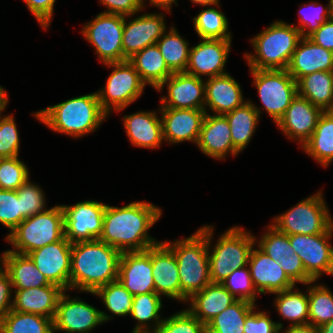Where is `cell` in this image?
Returning a JSON list of instances; mask_svg holds the SVG:
<instances>
[{
	"label": "cell",
	"mask_w": 333,
	"mask_h": 333,
	"mask_svg": "<svg viewBox=\"0 0 333 333\" xmlns=\"http://www.w3.org/2000/svg\"><path fill=\"white\" fill-rule=\"evenodd\" d=\"M161 216V209L148 202H132L121 208L106 204L99 240L121 252L145 251L159 243L148 229Z\"/></svg>",
	"instance_id": "obj_1"
},
{
	"label": "cell",
	"mask_w": 333,
	"mask_h": 333,
	"mask_svg": "<svg viewBox=\"0 0 333 333\" xmlns=\"http://www.w3.org/2000/svg\"><path fill=\"white\" fill-rule=\"evenodd\" d=\"M121 255V251L99 239L73 243L70 290L91 293L118 280Z\"/></svg>",
	"instance_id": "obj_2"
},
{
	"label": "cell",
	"mask_w": 333,
	"mask_h": 333,
	"mask_svg": "<svg viewBox=\"0 0 333 333\" xmlns=\"http://www.w3.org/2000/svg\"><path fill=\"white\" fill-rule=\"evenodd\" d=\"M212 236L213 227L204 225L186 239L164 242L177 260L183 302L211 283L209 245Z\"/></svg>",
	"instance_id": "obj_3"
},
{
	"label": "cell",
	"mask_w": 333,
	"mask_h": 333,
	"mask_svg": "<svg viewBox=\"0 0 333 333\" xmlns=\"http://www.w3.org/2000/svg\"><path fill=\"white\" fill-rule=\"evenodd\" d=\"M107 115L95 92L48 106L34 116L50 129L78 138L97 129Z\"/></svg>",
	"instance_id": "obj_4"
},
{
	"label": "cell",
	"mask_w": 333,
	"mask_h": 333,
	"mask_svg": "<svg viewBox=\"0 0 333 333\" xmlns=\"http://www.w3.org/2000/svg\"><path fill=\"white\" fill-rule=\"evenodd\" d=\"M300 39L296 26L275 21L250 40L256 55L244 56L250 69H287Z\"/></svg>",
	"instance_id": "obj_5"
},
{
	"label": "cell",
	"mask_w": 333,
	"mask_h": 333,
	"mask_svg": "<svg viewBox=\"0 0 333 333\" xmlns=\"http://www.w3.org/2000/svg\"><path fill=\"white\" fill-rule=\"evenodd\" d=\"M64 237V211L62 205H56L24 219L8 234L6 241L15 248L9 251L28 255L31 251Z\"/></svg>",
	"instance_id": "obj_6"
},
{
	"label": "cell",
	"mask_w": 333,
	"mask_h": 333,
	"mask_svg": "<svg viewBox=\"0 0 333 333\" xmlns=\"http://www.w3.org/2000/svg\"><path fill=\"white\" fill-rule=\"evenodd\" d=\"M255 241L252 234L237 226L222 234L209 252L211 283H221L233 270L248 266Z\"/></svg>",
	"instance_id": "obj_7"
},
{
	"label": "cell",
	"mask_w": 333,
	"mask_h": 333,
	"mask_svg": "<svg viewBox=\"0 0 333 333\" xmlns=\"http://www.w3.org/2000/svg\"><path fill=\"white\" fill-rule=\"evenodd\" d=\"M274 220L271 225L289 236L321 234L333 228V220L321 192L300 201Z\"/></svg>",
	"instance_id": "obj_8"
},
{
	"label": "cell",
	"mask_w": 333,
	"mask_h": 333,
	"mask_svg": "<svg viewBox=\"0 0 333 333\" xmlns=\"http://www.w3.org/2000/svg\"><path fill=\"white\" fill-rule=\"evenodd\" d=\"M266 112L277 122L297 96V82L286 69H250Z\"/></svg>",
	"instance_id": "obj_9"
},
{
	"label": "cell",
	"mask_w": 333,
	"mask_h": 333,
	"mask_svg": "<svg viewBox=\"0 0 333 333\" xmlns=\"http://www.w3.org/2000/svg\"><path fill=\"white\" fill-rule=\"evenodd\" d=\"M105 65L114 68L105 88L97 92V95L102 109L109 114L111 108L119 112L136 101L146 84L128 60Z\"/></svg>",
	"instance_id": "obj_10"
},
{
	"label": "cell",
	"mask_w": 333,
	"mask_h": 333,
	"mask_svg": "<svg viewBox=\"0 0 333 333\" xmlns=\"http://www.w3.org/2000/svg\"><path fill=\"white\" fill-rule=\"evenodd\" d=\"M124 24L125 16L102 12L83 26V36L95 47L103 64L123 62Z\"/></svg>",
	"instance_id": "obj_11"
},
{
	"label": "cell",
	"mask_w": 333,
	"mask_h": 333,
	"mask_svg": "<svg viewBox=\"0 0 333 333\" xmlns=\"http://www.w3.org/2000/svg\"><path fill=\"white\" fill-rule=\"evenodd\" d=\"M62 208L64 236L71 244L100 238L106 204L87 200Z\"/></svg>",
	"instance_id": "obj_12"
},
{
	"label": "cell",
	"mask_w": 333,
	"mask_h": 333,
	"mask_svg": "<svg viewBox=\"0 0 333 333\" xmlns=\"http://www.w3.org/2000/svg\"><path fill=\"white\" fill-rule=\"evenodd\" d=\"M332 233L333 228L321 234L289 236L294 253L300 257L306 273L314 281L322 273L333 275V247L328 242Z\"/></svg>",
	"instance_id": "obj_13"
},
{
	"label": "cell",
	"mask_w": 333,
	"mask_h": 333,
	"mask_svg": "<svg viewBox=\"0 0 333 333\" xmlns=\"http://www.w3.org/2000/svg\"><path fill=\"white\" fill-rule=\"evenodd\" d=\"M111 319L104 311L85 303L79 298L70 299L65 291L60 295L53 320L54 332L92 333L97 325Z\"/></svg>",
	"instance_id": "obj_14"
},
{
	"label": "cell",
	"mask_w": 333,
	"mask_h": 333,
	"mask_svg": "<svg viewBox=\"0 0 333 333\" xmlns=\"http://www.w3.org/2000/svg\"><path fill=\"white\" fill-rule=\"evenodd\" d=\"M71 249L72 244L64 237L31 251L28 256L51 284L67 291L70 290Z\"/></svg>",
	"instance_id": "obj_15"
},
{
	"label": "cell",
	"mask_w": 333,
	"mask_h": 333,
	"mask_svg": "<svg viewBox=\"0 0 333 333\" xmlns=\"http://www.w3.org/2000/svg\"><path fill=\"white\" fill-rule=\"evenodd\" d=\"M267 229L268 232L261 237L258 248L274 261H278L283 271L295 284L303 283L307 285L309 282H314L306 273L300 257L294 253L289 235L280 232L272 225Z\"/></svg>",
	"instance_id": "obj_16"
},
{
	"label": "cell",
	"mask_w": 333,
	"mask_h": 333,
	"mask_svg": "<svg viewBox=\"0 0 333 333\" xmlns=\"http://www.w3.org/2000/svg\"><path fill=\"white\" fill-rule=\"evenodd\" d=\"M168 83V84H167ZM167 84L168 95L161 98L160 108L203 109L205 104V83L199 77L185 72L173 73L158 88Z\"/></svg>",
	"instance_id": "obj_17"
},
{
	"label": "cell",
	"mask_w": 333,
	"mask_h": 333,
	"mask_svg": "<svg viewBox=\"0 0 333 333\" xmlns=\"http://www.w3.org/2000/svg\"><path fill=\"white\" fill-rule=\"evenodd\" d=\"M189 50V62L185 73L201 78L220 76L224 71L231 47V39H202Z\"/></svg>",
	"instance_id": "obj_18"
},
{
	"label": "cell",
	"mask_w": 333,
	"mask_h": 333,
	"mask_svg": "<svg viewBox=\"0 0 333 333\" xmlns=\"http://www.w3.org/2000/svg\"><path fill=\"white\" fill-rule=\"evenodd\" d=\"M122 35L123 61L156 42L166 32L163 14H142L126 22Z\"/></svg>",
	"instance_id": "obj_19"
},
{
	"label": "cell",
	"mask_w": 333,
	"mask_h": 333,
	"mask_svg": "<svg viewBox=\"0 0 333 333\" xmlns=\"http://www.w3.org/2000/svg\"><path fill=\"white\" fill-rule=\"evenodd\" d=\"M118 280L133 296L155 292L151 247L145 251L122 252Z\"/></svg>",
	"instance_id": "obj_20"
},
{
	"label": "cell",
	"mask_w": 333,
	"mask_h": 333,
	"mask_svg": "<svg viewBox=\"0 0 333 333\" xmlns=\"http://www.w3.org/2000/svg\"><path fill=\"white\" fill-rule=\"evenodd\" d=\"M323 112L309 100L297 94L276 125L287 137L299 141L302 147L311 137Z\"/></svg>",
	"instance_id": "obj_21"
},
{
	"label": "cell",
	"mask_w": 333,
	"mask_h": 333,
	"mask_svg": "<svg viewBox=\"0 0 333 333\" xmlns=\"http://www.w3.org/2000/svg\"><path fill=\"white\" fill-rule=\"evenodd\" d=\"M164 141L197 144L207 111L203 109L160 108Z\"/></svg>",
	"instance_id": "obj_22"
},
{
	"label": "cell",
	"mask_w": 333,
	"mask_h": 333,
	"mask_svg": "<svg viewBox=\"0 0 333 333\" xmlns=\"http://www.w3.org/2000/svg\"><path fill=\"white\" fill-rule=\"evenodd\" d=\"M248 263L251 279L258 294H274L295 288V283L283 271L279 262L274 261L260 248L252 249Z\"/></svg>",
	"instance_id": "obj_23"
},
{
	"label": "cell",
	"mask_w": 333,
	"mask_h": 333,
	"mask_svg": "<svg viewBox=\"0 0 333 333\" xmlns=\"http://www.w3.org/2000/svg\"><path fill=\"white\" fill-rule=\"evenodd\" d=\"M151 262L155 292L180 301L179 269L173 251L164 242H159L151 246Z\"/></svg>",
	"instance_id": "obj_24"
},
{
	"label": "cell",
	"mask_w": 333,
	"mask_h": 333,
	"mask_svg": "<svg viewBox=\"0 0 333 333\" xmlns=\"http://www.w3.org/2000/svg\"><path fill=\"white\" fill-rule=\"evenodd\" d=\"M286 70L296 82L317 71H333V52L301 37Z\"/></svg>",
	"instance_id": "obj_25"
},
{
	"label": "cell",
	"mask_w": 333,
	"mask_h": 333,
	"mask_svg": "<svg viewBox=\"0 0 333 333\" xmlns=\"http://www.w3.org/2000/svg\"><path fill=\"white\" fill-rule=\"evenodd\" d=\"M198 148L206 155L223 159L229 152L236 156L240 153L232 143L230 125L224 115H205L200 130Z\"/></svg>",
	"instance_id": "obj_26"
},
{
	"label": "cell",
	"mask_w": 333,
	"mask_h": 333,
	"mask_svg": "<svg viewBox=\"0 0 333 333\" xmlns=\"http://www.w3.org/2000/svg\"><path fill=\"white\" fill-rule=\"evenodd\" d=\"M14 292L12 310L54 319L59 297L64 290L57 285H47Z\"/></svg>",
	"instance_id": "obj_27"
},
{
	"label": "cell",
	"mask_w": 333,
	"mask_h": 333,
	"mask_svg": "<svg viewBox=\"0 0 333 333\" xmlns=\"http://www.w3.org/2000/svg\"><path fill=\"white\" fill-rule=\"evenodd\" d=\"M205 104L217 115H225L244 103L240 85L229 73L205 81Z\"/></svg>",
	"instance_id": "obj_28"
},
{
	"label": "cell",
	"mask_w": 333,
	"mask_h": 333,
	"mask_svg": "<svg viewBox=\"0 0 333 333\" xmlns=\"http://www.w3.org/2000/svg\"><path fill=\"white\" fill-rule=\"evenodd\" d=\"M188 311L205 325L238 299L221 283H210L189 299Z\"/></svg>",
	"instance_id": "obj_29"
},
{
	"label": "cell",
	"mask_w": 333,
	"mask_h": 333,
	"mask_svg": "<svg viewBox=\"0 0 333 333\" xmlns=\"http://www.w3.org/2000/svg\"><path fill=\"white\" fill-rule=\"evenodd\" d=\"M0 262L9 274L13 288L17 290L54 285L38 270L27 254L7 250L1 255Z\"/></svg>",
	"instance_id": "obj_30"
},
{
	"label": "cell",
	"mask_w": 333,
	"mask_h": 333,
	"mask_svg": "<svg viewBox=\"0 0 333 333\" xmlns=\"http://www.w3.org/2000/svg\"><path fill=\"white\" fill-rule=\"evenodd\" d=\"M124 128L134 146L158 148L163 138L162 119L155 112H138L123 118Z\"/></svg>",
	"instance_id": "obj_31"
},
{
	"label": "cell",
	"mask_w": 333,
	"mask_h": 333,
	"mask_svg": "<svg viewBox=\"0 0 333 333\" xmlns=\"http://www.w3.org/2000/svg\"><path fill=\"white\" fill-rule=\"evenodd\" d=\"M128 61L139 73L145 84L157 89L173 72L168 68L157 44L135 53Z\"/></svg>",
	"instance_id": "obj_32"
},
{
	"label": "cell",
	"mask_w": 333,
	"mask_h": 333,
	"mask_svg": "<svg viewBox=\"0 0 333 333\" xmlns=\"http://www.w3.org/2000/svg\"><path fill=\"white\" fill-rule=\"evenodd\" d=\"M298 95L324 112L333 111V71H317L297 81Z\"/></svg>",
	"instance_id": "obj_33"
},
{
	"label": "cell",
	"mask_w": 333,
	"mask_h": 333,
	"mask_svg": "<svg viewBox=\"0 0 333 333\" xmlns=\"http://www.w3.org/2000/svg\"><path fill=\"white\" fill-rule=\"evenodd\" d=\"M260 108L254 106L250 101H245L241 106L225 114L231 131L233 146L241 152L250 142L258 119Z\"/></svg>",
	"instance_id": "obj_34"
},
{
	"label": "cell",
	"mask_w": 333,
	"mask_h": 333,
	"mask_svg": "<svg viewBox=\"0 0 333 333\" xmlns=\"http://www.w3.org/2000/svg\"><path fill=\"white\" fill-rule=\"evenodd\" d=\"M302 147L322 166L333 161V111L322 113L314 132Z\"/></svg>",
	"instance_id": "obj_35"
},
{
	"label": "cell",
	"mask_w": 333,
	"mask_h": 333,
	"mask_svg": "<svg viewBox=\"0 0 333 333\" xmlns=\"http://www.w3.org/2000/svg\"><path fill=\"white\" fill-rule=\"evenodd\" d=\"M256 304L237 300L206 324V333H244L246 317Z\"/></svg>",
	"instance_id": "obj_36"
},
{
	"label": "cell",
	"mask_w": 333,
	"mask_h": 333,
	"mask_svg": "<svg viewBox=\"0 0 333 333\" xmlns=\"http://www.w3.org/2000/svg\"><path fill=\"white\" fill-rule=\"evenodd\" d=\"M53 320L11 309L0 322V333H54Z\"/></svg>",
	"instance_id": "obj_37"
},
{
	"label": "cell",
	"mask_w": 333,
	"mask_h": 333,
	"mask_svg": "<svg viewBox=\"0 0 333 333\" xmlns=\"http://www.w3.org/2000/svg\"><path fill=\"white\" fill-rule=\"evenodd\" d=\"M161 307V297L156 292L133 296L130 315L137 320V322L139 321V324L136 325L131 333H153L163 320L160 319L159 314ZM151 320L155 322L153 330H150L149 327L151 326H147L148 322Z\"/></svg>",
	"instance_id": "obj_38"
},
{
	"label": "cell",
	"mask_w": 333,
	"mask_h": 333,
	"mask_svg": "<svg viewBox=\"0 0 333 333\" xmlns=\"http://www.w3.org/2000/svg\"><path fill=\"white\" fill-rule=\"evenodd\" d=\"M290 288L277 292L275 306L282 318L292 321L291 325L308 324L309 321V298L308 293L304 294Z\"/></svg>",
	"instance_id": "obj_39"
},
{
	"label": "cell",
	"mask_w": 333,
	"mask_h": 333,
	"mask_svg": "<svg viewBox=\"0 0 333 333\" xmlns=\"http://www.w3.org/2000/svg\"><path fill=\"white\" fill-rule=\"evenodd\" d=\"M168 68L173 73L185 72L189 62L188 42H186L174 27L163 34L156 42Z\"/></svg>",
	"instance_id": "obj_40"
},
{
	"label": "cell",
	"mask_w": 333,
	"mask_h": 333,
	"mask_svg": "<svg viewBox=\"0 0 333 333\" xmlns=\"http://www.w3.org/2000/svg\"><path fill=\"white\" fill-rule=\"evenodd\" d=\"M308 285L309 321L308 323L320 327L322 324L333 320V293L324 285Z\"/></svg>",
	"instance_id": "obj_41"
},
{
	"label": "cell",
	"mask_w": 333,
	"mask_h": 333,
	"mask_svg": "<svg viewBox=\"0 0 333 333\" xmlns=\"http://www.w3.org/2000/svg\"><path fill=\"white\" fill-rule=\"evenodd\" d=\"M193 20L201 39H231L226 16L216 8L202 10Z\"/></svg>",
	"instance_id": "obj_42"
},
{
	"label": "cell",
	"mask_w": 333,
	"mask_h": 333,
	"mask_svg": "<svg viewBox=\"0 0 333 333\" xmlns=\"http://www.w3.org/2000/svg\"><path fill=\"white\" fill-rule=\"evenodd\" d=\"M91 294L103 299L107 309L117 316L130 315L133 303V295L121 284L119 280L99 287Z\"/></svg>",
	"instance_id": "obj_43"
},
{
	"label": "cell",
	"mask_w": 333,
	"mask_h": 333,
	"mask_svg": "<svg viewBox=\"0 0 333 333\" xmlns=\"http://www.w3.org/2000/svg\"><path fill=\"white\" fill-rule=\"evenodd\" d=\"M28 179L29 170L18 156L0 158V189L17 191Z\"/></svg>",
	"instance_id": "obj_44"
},
{
	"label": "cell",
	"mask_w": 333,
	"mask_h": 333,
	"mask_svg": "<svg viewBox=\"0 0 333 333\" xmlns=\"http://www.w3.org/2000/svg\"><path fill=\"white\" fill-rule=\"evenodd\" d=\"M153 333H206V325L186 309L163 319Z\"/></svg>",
	"instance_id": "obj_45"
},
{
	"label": "cell",
	"mask_w": 333,
	"mask_h": 333,
	"mask_svg": "<svg viewBox=\"0 0 333 333\" xmlns=\"http://www.w3.org/2000/svg\"><path fill=\"white\" fill-rule=\"evenodd\" d=\"M16 192L21 205V222L47 210L43 190L38 185L31 183L29 179Z\"/></svg>",
	"instance_id": "obj_46"
},
{
	"label": "cell",
	"mask_w": 333,
	"mask_h": 333,
	"mask_svg": "<svg viewBox=\"0 0 333 333\" xmlns=\"http://www.w3.org/2000/svg\"><path fill=\"white\" fill-rule=\"evenodd\" d=\"M221 284L238 300H245L255 304L257 290L251 279L249 268L233 270Z\"/></svg>",
	"instance_id": "obj_47"
},
{
	"label": "cell",
	"mask_w": 333,
	"mask_h": 333,
	"mask_svg": "<svg viewBox=\"0 0 333 333\" xmlns=\"http://www.w3.org/2000/svg\"><path fill=\"white\" fill-rule=\"evenodd\" d=\"M304 8L300 9V26L296 28L300 31L301 37H309L313 34L324 22L333 16V9L331 5V0L327 8L319 6L316 2H311V4L302 5ZM306 9V10H305ZM309 10V12L307 11ZM307 11V12H306ZM305 31V29H307Z\"/></svg>",
	"instance_id": "obj_48"
},
{
	"label": "cell",
	"mask_w": 333,
	"mask_h": 333,
	"mask_svg": "<svg viewBox=\"0 0 333 333\" xmlns=\"http://www.w3.org/2000/svg\"><path fill=\"white\" fill-rule=\"evenodd\" d=\"M0 223L9 228V234L21 223V205L15 190L0 189Z\"/></svg>",
	"instance_id": "obj_49"
},
{
	"label": "cell",
	"mask_w": 333,
	"mask_h": 333,
	"mask_svg": "<svg viewBox=\"0 0 333 333\" xmlns=\"http://www.w3.org/2000/svg\"><path fill=\"white\" fill-rule=\"evenodd\" d=\"M19 134L12 115L0 118V158H11L19 153Z\"/></svg>",
	"instance_id": "obj_50"
},
{
	"label": "cell",
	"mask_w": 333,
	"mask_h": 333,
	"mask_svg": "<svg viewBox=\"0 0 333 333\" xmlns=\"http://www.w3.org/2000/svg\"><path fill=\"white\" fill-rule=\"evenodd\" d=\"M282 326L281 322H273L267 312L253 310L245 319L244 333H279Z\"/></svg>",
	"instance_id": "obj_51"
},
{
	"label": "cell",
	"mask_w": 333,
	"mask_h": 333,
	"mask_svg": "<svg viewBox=\"0 0 333 333\" xmlns=\"http://www.w3.org/2000/svg\"><path fill=\"white\" fill-rule=\"evenodd\" d=\"M100 2L108 7L104 13L118 14L125 17H131V15L144 8L143 0H100Z\"/></svg>",
	"instance_id": "obj_52"
},
{
	"label": "cell",
	"mask_w": 333,
	"mask_h": 333,
	"mask_svg": "<svg viewBox=\"0 0 333 333\" xmlns=\"http://www.w3.org/2000/svg\"><path fill=\"white\" fill-rule=\"evenodd\" d=\"M26 6L43 28L50 25L56 0H24Z\"/></svg>",
	"instance_id": "obj_53"
},
{
	"label": "cell",
	"mask_w": 333,
	"mask_h": 333,
	"mask_svg": "<svg viewBox=\"0 0 333 333\" xmlns=\"http://www.w3.org/2000/svg\"><path fill=\"white\" fill-rule=\"evenodd\" d=\"M12 282L9 274L0 266V322L3 317L12 309L11 299Z\"/></svg>",
	"instance_id": "obj_54"
},
{
	"label": "cell",
	"mask_w": 333,
	"mask_h": 333,
	"mask_svg": "<svg viewBox=\"0 0 333 333\" xmlns=\"http://www.w3.org/2000/svg\"><path fill=\"white\" fill-rule=\"evenodd\" d=\"M308 38L315 44L333 52V16Z\"/></svg>",
	"instance_id": "obj_55"
},
{
	"label": "cell",
	"mask_w": 333,
	"mask_h": 333,
	"mask_svg": "<svg viewBox=\"0 0 333 333\" xmlns=\"http://www.w3.org/2000/svg\"><path fill=\"white\" fill-rule=\"evenodd\" d=\"M285 333H320L319 328L311 324L291 325Z\"/></svg>",
	"instance_id": "obj_56"
},
{
	"label": "cell",
	"mask_w": 333,
	"mask_h": 333,
	"mask_svg": "<svg viewBox=\"0 0 333 333\" xmlns=\"http://www.w3.org/2000/svg\"><path fill=\"white\" fill-rule=\"evenodd\" d=\"M151 2V5L158 6L160 8L165 9L166 11H171V5L173 3H176V0H149Z\"/></svg>",
	"instance_id": "obj_57"
},
{
	"label": "cell",
	"mask_w": 333,
	"mask_h": 333,
	"mask_svg": "<svg viewBox=\"0 0 333 333\" xmlns=\"http://www.w3.org/2000/svg\"><path fill=\"white\" fill-rule=\"evenodd\" d=\"M9 99L7 98L6 90L0 86V118L1 113L4 111L5 107L8 104Z\"/></svg>",
	"instance_id": "obj_58"
},
{
	"label": "cell",
	"mask_w": 333,
	"mask_h": 333,
	"mask_svg": "<svg viewBox=\"0 0 333 333\" xmlns=\"http://www.w3.org/2000/svg\"><path fill=\"white\" fill-rule=\"evenodd\" d=\"M318 328L320 333H333V320L322 324Z\"/></svg>",
	"instance_id": "obj_59"
},
{
	"label": "cell",
	"mask_w": 333,
	"mask_h": 333,
	"mask_svg": "<svg viewBox=\"0 0 333 333\" xmlns=\"http://www.w3.org/2000/svg\"><path fill=\"white\" fill-rule=\"evenodd\" d=\"M193 3L200 4L202 6L218 5L219 0H191Z\"/></svg>",
	"instance_id": "obj_60"
}]
</instances>
